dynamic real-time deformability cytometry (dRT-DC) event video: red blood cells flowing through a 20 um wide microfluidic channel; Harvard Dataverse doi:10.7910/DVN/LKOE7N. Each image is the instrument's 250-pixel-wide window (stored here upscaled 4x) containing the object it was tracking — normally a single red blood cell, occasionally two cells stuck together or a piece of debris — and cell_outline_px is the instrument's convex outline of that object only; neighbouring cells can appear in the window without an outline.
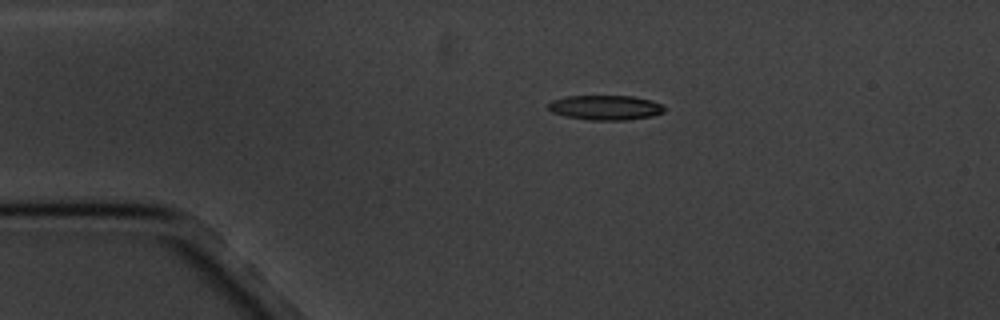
{"species": "common noctule bat (a hibernating species)", "species_latin": "Nyctalus noctula", "temperature_condition": "cold", "stored_images_in_passage": 2, "camera_frame_rate_fps": 3000, "um_per_image_px": 0.085, "animal": {"sex": "male", "body_mass_g": 20.1, "forearm_length_mm": 53.5}, "frame": {"image": 1, "passage_image": 1, "time_ms": 0.0, "image_size_px": [1000, 320], "cell_outline_px": [[664, 112], [652, 116], [624, 120], [588, 120], [568, 116], [552, 112], [548, 108], [548, 104], [552, 100], [568, 96], [632, 96], [652, 100], [660, 104], [664, 108]], "centroid_in_image_um": [51.47, 9.14], "position_along_channel_um": 33.5, "area_um2": 16.59}}